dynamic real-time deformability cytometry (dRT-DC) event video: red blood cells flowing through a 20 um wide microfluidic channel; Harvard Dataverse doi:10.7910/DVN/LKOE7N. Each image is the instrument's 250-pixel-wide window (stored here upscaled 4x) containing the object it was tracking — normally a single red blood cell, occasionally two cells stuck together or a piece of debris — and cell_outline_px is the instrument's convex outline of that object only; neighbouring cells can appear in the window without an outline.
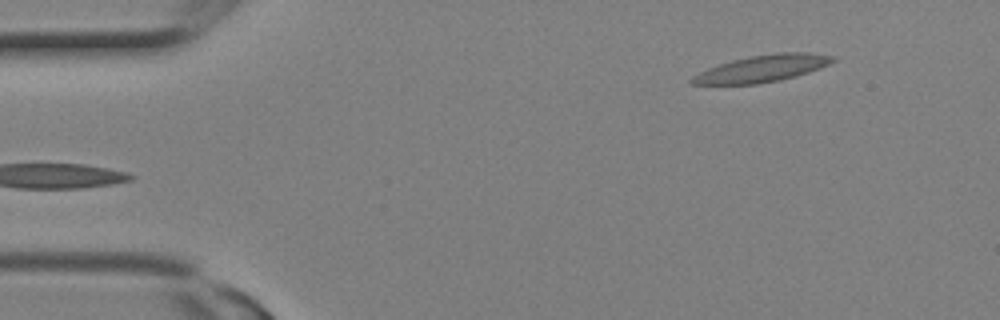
{"species": "Egyptian fruit bat (a non-hibernating species)", "species_latin": "Rousettus aegyptiacus", "temperature_condition": "room temperature", "stored_images_in_passage": 2, "segment_of_instrument_passage": [2, 2], "camera_frame_rate_fps": 3000, "um_per_image_px": 0.085, "animal": {"sex": "female"}, "frame": {"image": 1, "passage_image": 2, "time_ms": 0.333, "image_size_px": [1000, 320], "cell_outline_px": [[836, 60], [820, 68], [796, 76], [780, 80], [756, 84], [692, 84], [688, 80], [692, 76], [708, 68], [732, 60], [748, 56], [776, 52], [808, 52], [836, 56]], "centroid_in_image_um": [64.81, 5.81], "position_along_channel_um": 20.2, "area_um2": 22.08}}